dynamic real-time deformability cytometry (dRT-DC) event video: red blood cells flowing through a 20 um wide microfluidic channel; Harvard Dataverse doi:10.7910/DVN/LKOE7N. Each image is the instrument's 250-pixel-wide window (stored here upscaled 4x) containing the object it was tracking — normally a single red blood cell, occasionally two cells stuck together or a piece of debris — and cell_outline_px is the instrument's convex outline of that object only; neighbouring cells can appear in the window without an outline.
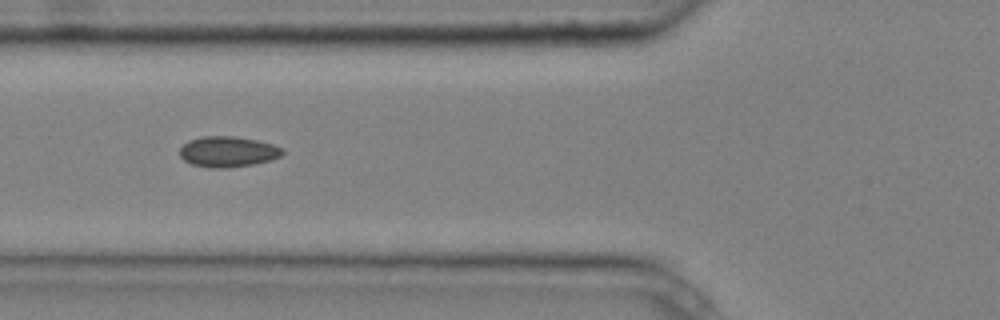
{"species": "common noctule bat (a hibernating species)", "species_latin": "Nyctalus noctula", "temperature_condition": "cold", "stored_images_in_passage": 9, "camera_frame_rate_fps": 3000, "um_per_image_px": 0.085, "animal": {"sex": "male", "body_mass_g": 20.4}, "frame": {"image": 1, "passage_image": 6, "time_ms": 1.667, "image_size_px": [1000, 320], "cell_outline_px": [[284, 152], [280, 156], [272, 160], [252, 164], [228, 168], [208, 168], [192, 164], [184, 160], [180, 156], [180, 148], [188, 140], [200, 136], [236, 136], [256, 140], [272, 144], [284, 148]], "centroid_in_image_um": [19.36, 12.89], "position_along_channel_um": 106.4, "area_um2": 18.5}}
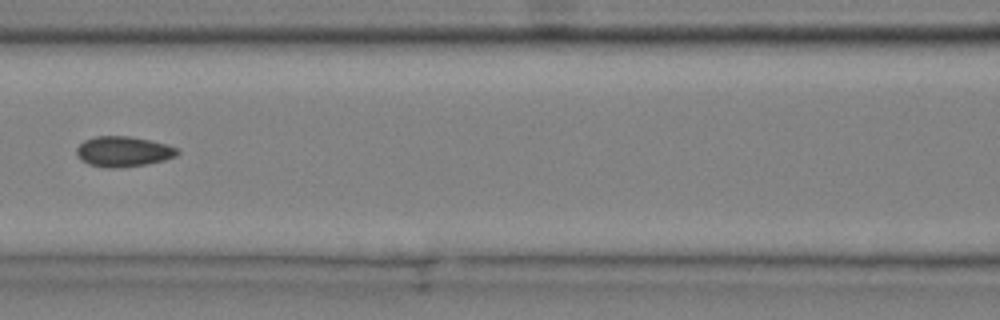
{"frame": {"image": 2, "passage_image": 7, "time_ms": 2.0, "image_size_px": [1000, 320], "cell_outline_px": [[180, 152], [176, 156], [164, 160], [148, 164], [116, 168], [104, 168], [88, 164], [76, 156], [76, 148], [84, 140], [96, 136], [128, 136], [168, 144], [180, 148]], "centroid_in_image_um": [10.49, 12.88], "position_along_channel_um": 156.1, "area_um2": 18.03}}